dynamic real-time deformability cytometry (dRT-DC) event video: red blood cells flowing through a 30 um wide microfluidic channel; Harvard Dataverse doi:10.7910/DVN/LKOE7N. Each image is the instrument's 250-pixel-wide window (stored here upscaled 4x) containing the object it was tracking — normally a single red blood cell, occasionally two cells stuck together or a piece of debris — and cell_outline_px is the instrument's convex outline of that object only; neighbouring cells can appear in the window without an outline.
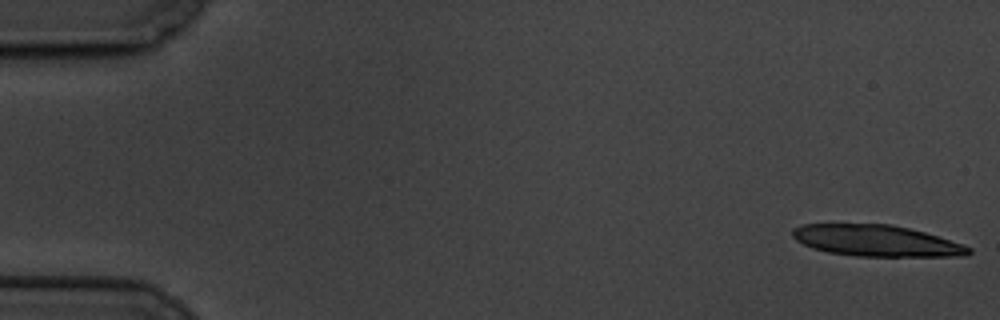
{"species": "common noctule bat (a hibernating species)", "species_latin": "Nyctalus noctula", "temperature_condition": "cold", "stored_images_in_passage": 6, "camera_frame_rate_fps": 3000, "um_per_image_px": 0.085, "animal": {"sex": "male", "body_mass_g": 19.5, "forearm_length_mm": 54.6}, "frame": {"image": 1, "passage_image": 1, "time_ms": 0.0, "image_size_px": [1000, 320], "cell_outline_px": [[972, 252], [968, 256], [856, 256], [828, 252], [812, 248], [796, 240], [792, 236], [792, 228], [800, 224], [892, 224], [924, 232], [964, 244], [972, 248]], "centroid_in_image_um": [74.5, 20.46], "position_along_channel_um": 10.5, "area_um2": 32.19}}